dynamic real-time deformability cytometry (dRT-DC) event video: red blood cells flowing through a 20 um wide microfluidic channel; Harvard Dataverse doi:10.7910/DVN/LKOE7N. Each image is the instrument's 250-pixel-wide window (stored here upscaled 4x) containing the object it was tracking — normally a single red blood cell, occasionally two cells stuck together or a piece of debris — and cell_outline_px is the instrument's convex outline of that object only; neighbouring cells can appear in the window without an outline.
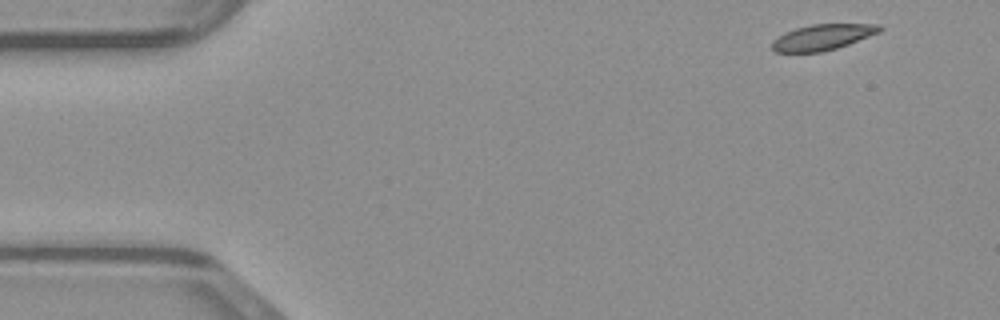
{"species": "common noctule bat (a hibernating species)", "species_latin": "Nyctalus noctula", "temperature_condition": "warm", "stored_images_in_passage": 9, "camera_frame_rate_fps": 3000, "um_per_image_px": 0.085, "animal": {"sex": "male", "body_mass_g": 23.1, "forearm_length_mm": 52.7}, "frame": {"image": 1, "passage_image": 1, "time_ms": 0.0, "image_size_px": [1000, 320], "cell_outline_px": [[884, 28], [880, 32], [848, 44], [824, 52], [776, 52], [772, 48], [772, 40], [784, 32], [796, 28], [812, 24], [880, 24]], "centroid_in_image_um": [69.92, 3.15], "position_along_channel_um": 15.1, "area_um2": 16.18}}